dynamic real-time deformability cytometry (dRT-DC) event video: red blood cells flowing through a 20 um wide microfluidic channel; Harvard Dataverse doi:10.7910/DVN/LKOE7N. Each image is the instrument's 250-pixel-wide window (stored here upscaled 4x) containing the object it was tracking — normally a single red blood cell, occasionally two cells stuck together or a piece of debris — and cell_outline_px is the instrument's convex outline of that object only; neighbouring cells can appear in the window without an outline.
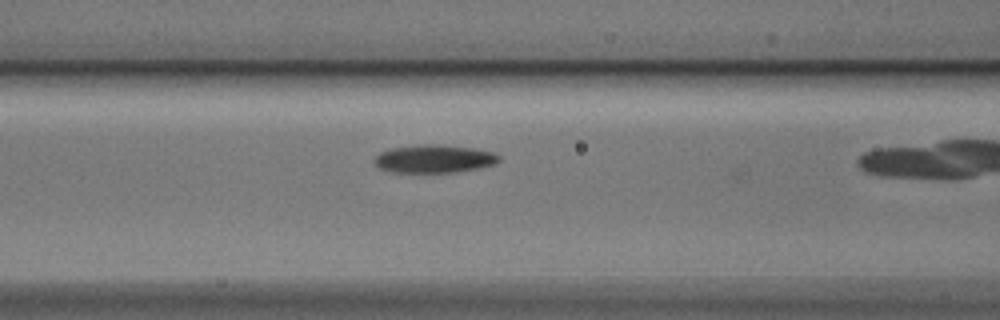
{"species": "Egyptian fruit bat (a non-hibernating species)", "species_latin": "Rousettus aegyptiacus", "temperature_condition": "cold", "stored_images_in_passage": 23, "camera_frame_rate_fps": 3000, "um_per_image_px": 0.085, "animal": {"sex": "male"}, "frame": {"image": 1, "passage_image": 3, "time_ms": 0.667, "image_size_px": [1000, 320], "cell_outline_px": [[500, 160], [496, 164], [480, 168], [456, 172], [388, 172], [380, 168], [372, 160], [380, 152], [392, 148], [420, 144], [432, 144], [472, 148], [492, 152], [500, 156]], "centroid_in_image_um": [36.9, 13.5], "position_along_channel_um": 129.7, "area_um2": 20.35}}
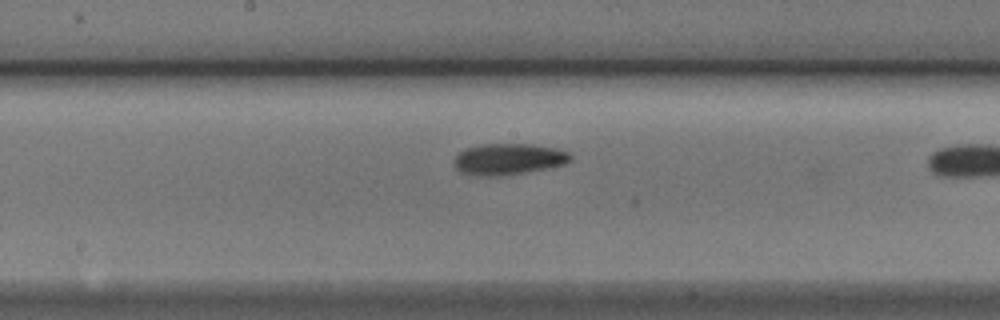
{"frame": {"image": 2, "passage_image": 9, "time_ms": 2.667, "image_size_px": [1000, 320], "cell_outline_px": [[572, 160], [564, 164], [548, 168], [504, 176], [476, 176], [460, 172], [456, 168], [452, 160], [460, 152], [468, 148], [484, 144], [532, 144], [556, 148], [568, 152], [572, 156]], "centroid_in_image_um": [43.22, 13.54], "position_along_channel_um": 205.0, "area_um2": 21.33}}
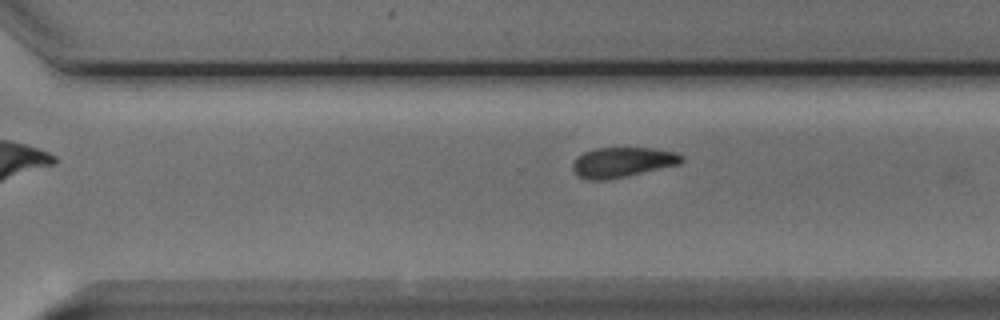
{"frame": {"image": 3, "passage_image": 18, "time_ms": 5.667, "image_size_px": [1000, 320], "cell_outline_px": [[684, 160], [680, 164], [628, 176], [604, 180], [588, 180], [580, 176], [572, 168], [572, 164], [584, 152], [596, 148], [652, 148], [676, 152], [684, 156]], "centroid_in_image_um": [52.96, 13.79], "position_along_channel_um": 317.6, "area_um2": 18.96}}